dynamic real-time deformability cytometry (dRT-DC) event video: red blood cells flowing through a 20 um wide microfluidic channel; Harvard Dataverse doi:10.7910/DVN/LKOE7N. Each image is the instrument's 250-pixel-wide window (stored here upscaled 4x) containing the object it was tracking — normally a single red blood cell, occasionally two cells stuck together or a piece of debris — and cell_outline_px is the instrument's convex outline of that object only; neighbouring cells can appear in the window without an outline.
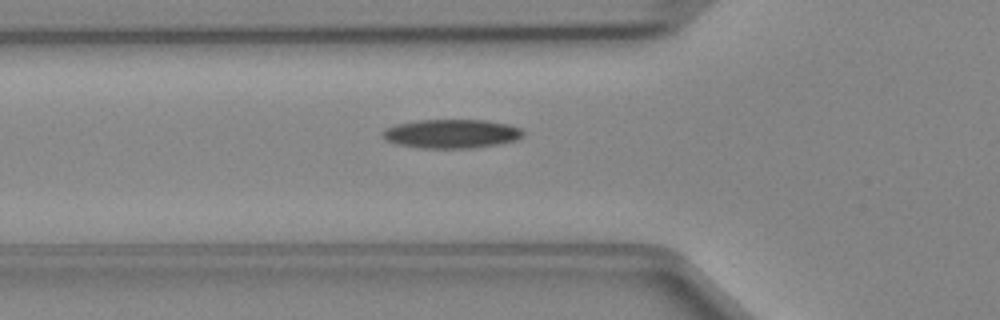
{"species": "Egyptian fruit bat (a non-hibernating species)", "species_latin": "Rousettus aegyptiacus", "temperature_condition": "cold", "stored_images_in_passage": 34, "camera_frame_rate_fps": 3000, "um_per_image_px": 0.085, "animal": {"sex": "female"}, "frame": {"image": 1, "passage_image": 6, "time_ms": 1.667, "image_size_px": [1000, 320], "cell_outline_px": [[524, 136], [516, 140], [496, 144], [472, 148], [420, 148], [396, 144], [384, 140], [380, 136], [380, 132], [384, 128], [396, 124], [416, 120], [488, 120], [508, 124], [520, 128], [524, 132]], "centroid_in_image_um": [38.31, 11.36], "position_along_channel_um": 87.5, "area_um2": 23.99}}
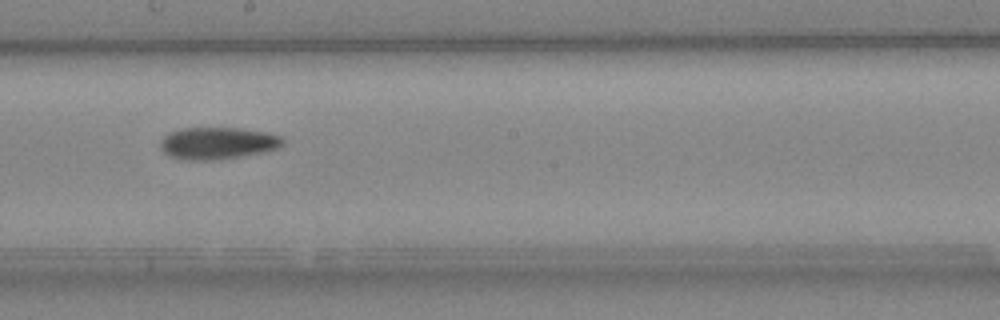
{"frame": {"image": 2, "passage_image": 16, "time_ms": 5.0, "image_size_px": [1000, 320], "cell_outline_px": [[284, 144], [276, 148], [260, 152], [220, 160], [184, 160], [172, 156], [164, 152], [160, 148], [160, 140], [168, 132], [180, 128], [240, 128], [268, 132], [280, 136], [284, 140]], "centroid_in_image_um": [18.47, 12.16], "position_along_channel_um": 229.7, "area_um2": 22.89}}
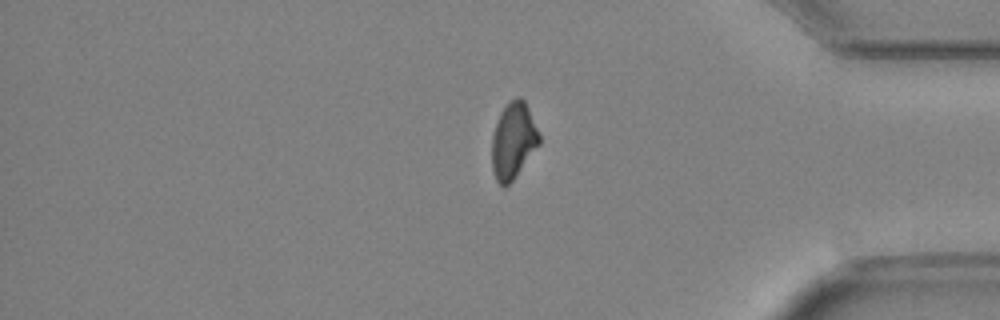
{"frame": {"image": 3, "passage_image": 29, "time_ms": 9.333, "image_size_px": [1000, 320], "cell_outline_px": [[540, 144], [516, 176], [504, 188], [496, 180], [492, 168], [492, 136], [500, 112], [508, 100], [520, 96], [524, 100], [528, 108], [540, 136]], "centroid_in_image_um": [43.62, 11.95], "position_along_channel_um": 391.6, "area_um2": 20.98}}